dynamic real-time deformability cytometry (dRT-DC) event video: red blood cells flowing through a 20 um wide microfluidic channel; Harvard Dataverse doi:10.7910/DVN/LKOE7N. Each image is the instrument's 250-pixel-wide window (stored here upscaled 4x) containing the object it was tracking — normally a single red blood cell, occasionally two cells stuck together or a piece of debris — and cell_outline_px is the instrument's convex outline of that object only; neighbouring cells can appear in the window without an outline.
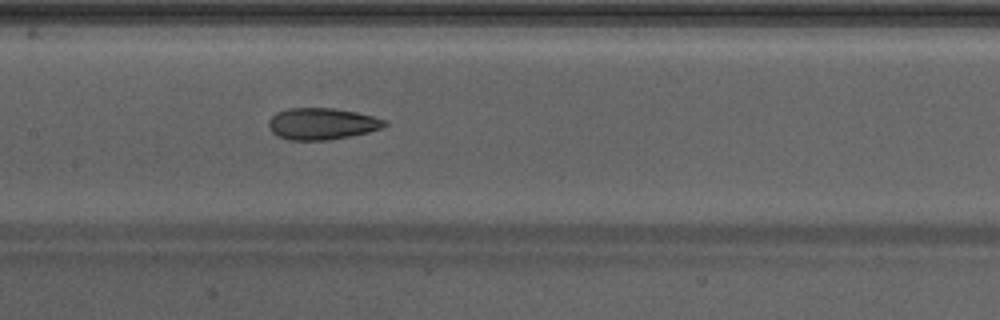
{"species": "Egyptian fruit bat (a non-hibernating species)", "species_latin": "Rousettus aegyptiacus", "temperature_condition": "warm", "stored_images_in_passage": 28, "camera_frame_rate_fps": 3000, "um_per_image_px": 0.085, "animal": {"sex": "male"}, "frame": {"image": 1, "passage_image": 22, "time_ms": 7.0, "image_size_px": [1000, 320], "cell_outline_px": [[388, 124], [384, 128], [368, 132], [328, 140], [288, 140], [276, 136], [272, 132], [268, 124], [268, 120], [276, 112], [288, 108], [332, 108], [356, 112], [388, 120]], "centroid_in_image_um": [27.36, 10.52], "position_along_channel_um": 180.0, "area_um2": 21.5}}